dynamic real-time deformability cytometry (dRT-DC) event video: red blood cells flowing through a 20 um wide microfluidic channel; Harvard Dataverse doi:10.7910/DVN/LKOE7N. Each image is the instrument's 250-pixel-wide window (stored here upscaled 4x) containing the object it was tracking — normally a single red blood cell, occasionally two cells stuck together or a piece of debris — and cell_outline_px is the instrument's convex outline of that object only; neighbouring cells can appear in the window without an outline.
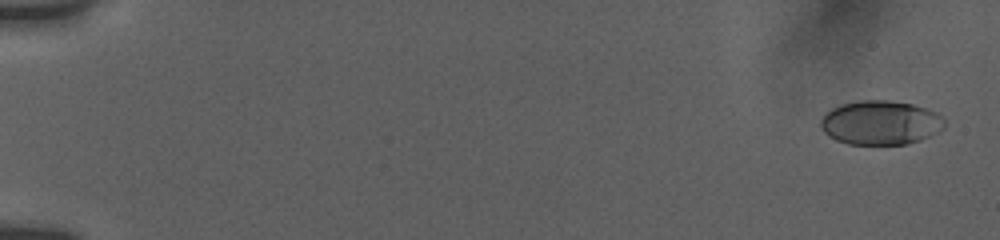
{"species": "human", "species_latin": "Homo sapiens", "temperature_condition": "room temperature", "stored_images_in_passage": 16, "camera_frame_rate_fps": 3000, "um_per_image_px": 0.085, "donor": {"sex": "female"}, "frame": {"image": 1, "passage_image": 1, "time_ms": 0.0, "image_size_px": [1000, 240], "cell_outline_px": [[944, 128], [920, 140], [908, 144], [848, 144], [836, 140], [828, 136], [820, 128], [820, 120], [832, 108], [840, 104], [860, 100], [888, 100], [912, 104], [928, 108], [936, 112], [944, 120]], "centroid_in_image_um": [74.83, 10.42], "position_along_channel_um": 10.2, "area_um2": 31.91}}
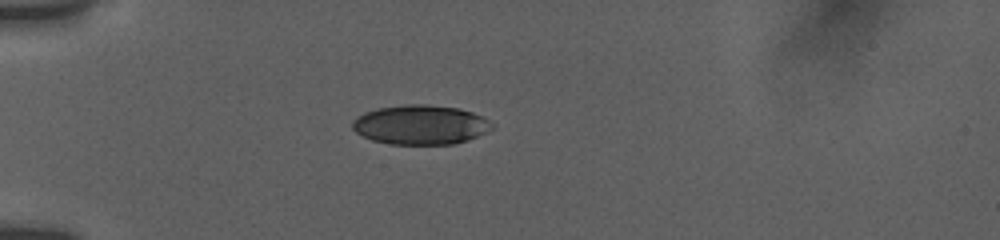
{"frame": {"image": 2, "passage_image": 12, "time_ms": 5.0, "image_size_px": [1000, 240], "cell_outline_px": [[496, 124], [492, 128], [468, 140], [452, 144], [392, 144], [372, 140], [356, 132], [352, 128], [352, 120], [356, 116], [364, 112], [376, 108], [408, 104], [428, 104], [460, 108], [472, 112]], "centroid_in_image_um": [35.72, 10.59], "position_along_channel_um": 49.3, "area_um2": 32.14}}
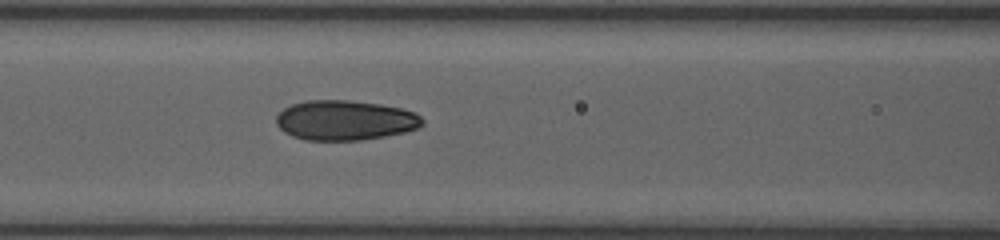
{"frame": {"image": 3, "passage_image": 16, "time_ms": 8.0, "image_size_px": [1000, 240], "cell_outline_px": [[424, 124], [416, 128], [404, 132], [384, 136], [360, 140], [304, 140], [292, 136], [284, 132], [276, 124], [276, 116], [284, 108], [292, 104], [308, 100], [348, 100], [380, 104], [400, 108], [416, 112], [424, 120]], "centroid_in_image_um": [29.32, 10.22], "position_along_channel_um": 137.3, "area_um2": 33.99}}